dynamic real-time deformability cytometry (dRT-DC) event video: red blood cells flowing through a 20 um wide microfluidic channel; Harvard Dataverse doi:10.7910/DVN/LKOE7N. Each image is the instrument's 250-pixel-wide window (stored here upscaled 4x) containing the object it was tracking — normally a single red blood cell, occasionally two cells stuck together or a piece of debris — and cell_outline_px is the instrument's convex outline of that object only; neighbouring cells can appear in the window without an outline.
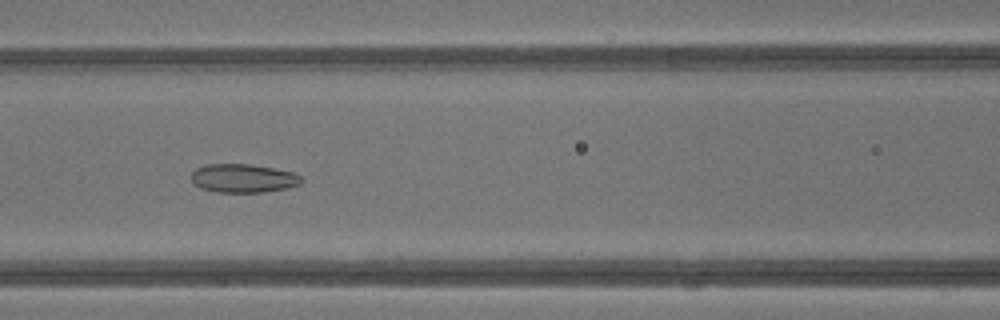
{"species": "common noctule bat (a hibernating species)", "species_latin": "Nyctalus noctula", "temperature_condition": "warm", "stored_images_in_passage": 44, "camera_frame_rate_fps": 3000, "um_per_image_px": 0.085, "animal": {"sex": "male", "body_mass_g": 13.3}, "frame": {"image": 1, "passage_image": 20, "time_ms": 6.333, "image_size_px": [1000, 320], "cell_outline_px": [[304, 180], [300, 184], [288, 188], [264, 192], [216, 192], [200, 188], [192, 180], [192, 172], [196, 168], [204, 164], [248, 164], [296, 172]], "centroid_in_image_um": [20.7, 15.15], "position_along_channel_um": 145.9, "area_um2": 18.44}}
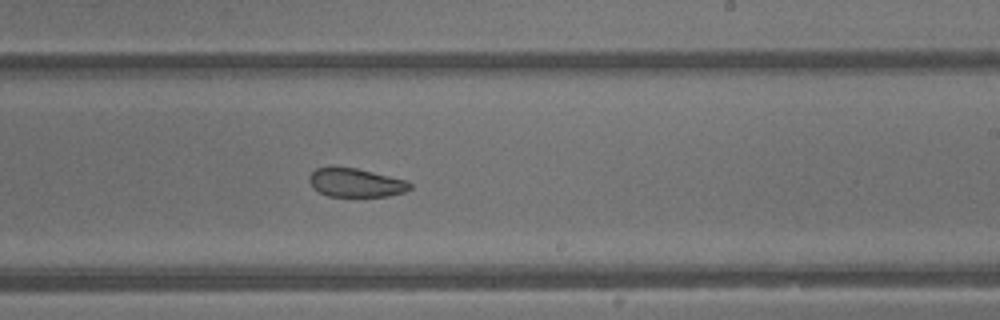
{"frame": {"image": 2, "passage_image": 27, "time_ms": 8.667, "image_size_px": [1000, 320], "cell_outline_px": [[412, 188], [404, 192], [388, 196], [328, 196], [312, 188], [308, 180], [308, 176], [316, 168], [356, 168], [408, 180], [412, 184]], "centroid_in_image_um": [30.26, 15.54], "position_along_channel_um": 258.7, "area_um2": 16.76}}
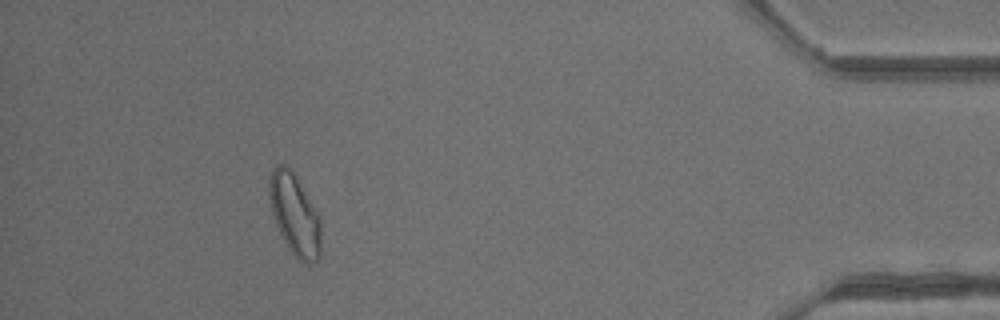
{"frame": {"image": 3, "passage_image": 40, "time_ms": 13.0, "image_size_px": [1000, 320], "cell_outline_px": [[320, 256], [312, 264], [304, 264], [288, 248], [276, 224], [272, 212], [268, 196], [268, 180], [272, 168], [276, 164], [284, 164], [292, 172], [320, 216]], "centroid_in_image_um": [25.03, 18.24], "position_along_channel_um": 410.2, "area_um2": 24.28}, "authors_computed_cell_mechanics": {"area_um2": 23.0622, "velocity_mm_per_s": 4.8574, "shape_relaxation_time_tau1_ms": null, "shape_relaxation_time_tau2_ms": 2.4145, "deformation_change_tau1": null, "deformation_change_tau2": 0.0874}}